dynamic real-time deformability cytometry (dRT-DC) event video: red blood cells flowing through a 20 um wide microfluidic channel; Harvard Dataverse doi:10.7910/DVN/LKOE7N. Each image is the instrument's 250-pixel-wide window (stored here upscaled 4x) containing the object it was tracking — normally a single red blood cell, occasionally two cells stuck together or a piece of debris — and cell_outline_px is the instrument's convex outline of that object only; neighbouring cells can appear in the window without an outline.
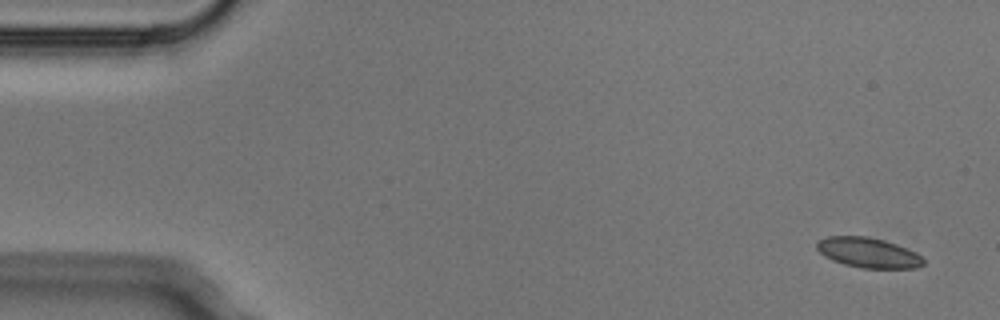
{"species": "Egyptian fruit bat (a non-hibernating species)", "species_latin": "Rousettus aegyptiacus", "temperature_condition": "cold", "stored_images_in_passage": 7, "camera_frame_rate_fps": 3000, "um_per_image_px": 0.085, "animal": {"sex": "male"}, "frame": {"image": 1, "passage_image": 1, "time_ms": 0.0, "image_size_px": [1000, 320], "cell_outline_px": [[924, 264], [916, 268], [860, 268], [844, 264], [832, 260], [824, 256], [816, 248], [816, 244], [820, 240], [828, 236], [868, 236], [884, 240], [896, 244], [916, 252], [924, 260]], "centroid_in_image_um": [73.8, 21.48], "position_along_channel_um": 11.2, "area_um2": 18.67}}
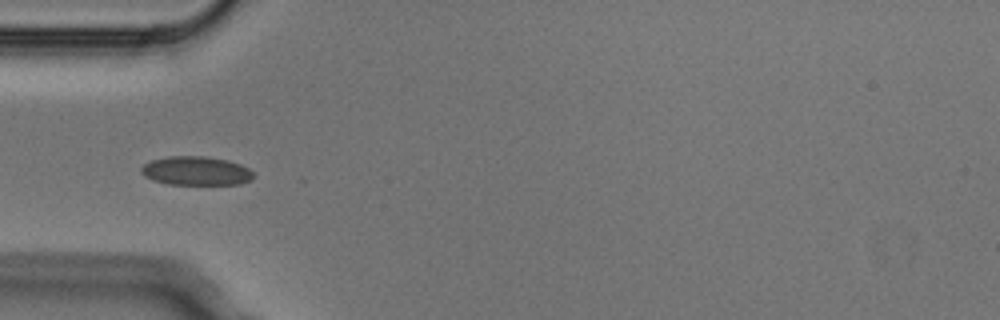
{"frame": {"image": 2, "passage_image": 4, "time_ms": 1.0, "image_size_px": [1000, 320], "cell_outline_px": [[252, 180], [240, 184], [168, 184], [152, 180], [144, 176], [140, 172], [140, 168], [144, 164], [152, 160], [168, 156], [204, 156], [228, 160], [240, 164], [248, 168], [252, 172]], "centroid_in_image_um": [16.64, 14.52], "position_along_channel_um": 68.4, "area_um2": 18.9}}
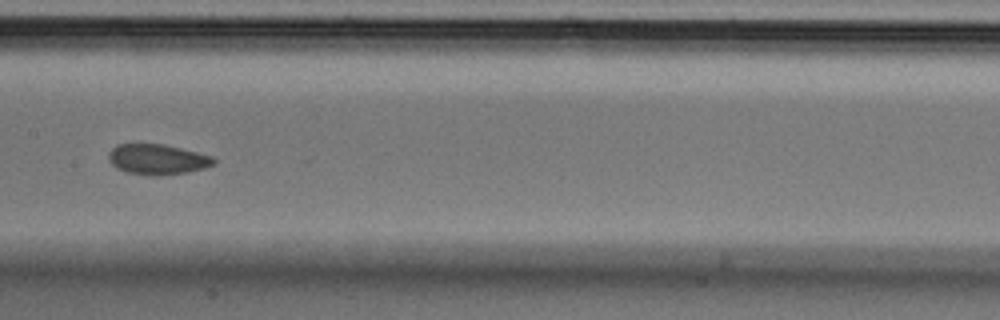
{"frame": {"image": 3, "passage_image": 7, "time_ms": 2.0, "image_size_px": [1000, 320], "cell_outline_px": [[216, 164], [204, 168], [188, 172], [160, 176], [152, 176], [128, 172], [116, 168], [108, 160], [108, 152], [116, 144], [164, 144], [212, 156], [216, 160]], "centroid_in_image_um": [13.37, 13.55], "position_along_channel_um": 194.0, "area_um2": 18.73}}